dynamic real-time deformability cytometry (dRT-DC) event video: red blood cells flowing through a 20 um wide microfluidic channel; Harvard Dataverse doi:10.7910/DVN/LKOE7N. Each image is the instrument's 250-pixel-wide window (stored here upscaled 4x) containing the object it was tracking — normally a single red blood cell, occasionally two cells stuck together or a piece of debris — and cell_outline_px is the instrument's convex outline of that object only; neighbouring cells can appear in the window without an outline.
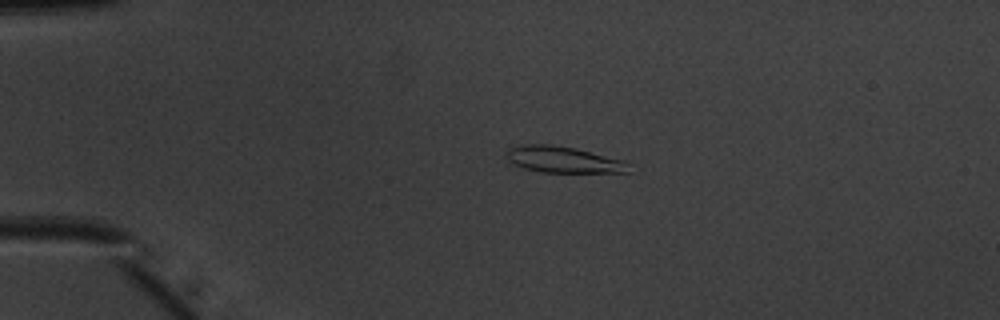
{"species": "common noctule bat (a hibernating species)", "species_latin": "Nyctalus noctula", "temperature_condition": "warm", "stored_images_in_passage": 43, "camera_frame_rate_fps": 3000, "um_per_image_px": 0.085, "animal": {"sex": "male", "body_mass_g": 20.1, "forearm_length_mm": 53.5}, "frame": {"image": 1, "passage_image": 4, "time_ms": 1.0, "image_size_px": [1000, 320], "cell_outline_px": [[632, 172], [544, 172], [524, 168], [508, 160], [508, 148], [520, 144], [552, 144], [576, 148], [624, 160], [628, 164]], "centroid_in_image_um": [47.91, 13.55], "position_along_channel_um": 37.1, "area_um2": 18.67}}
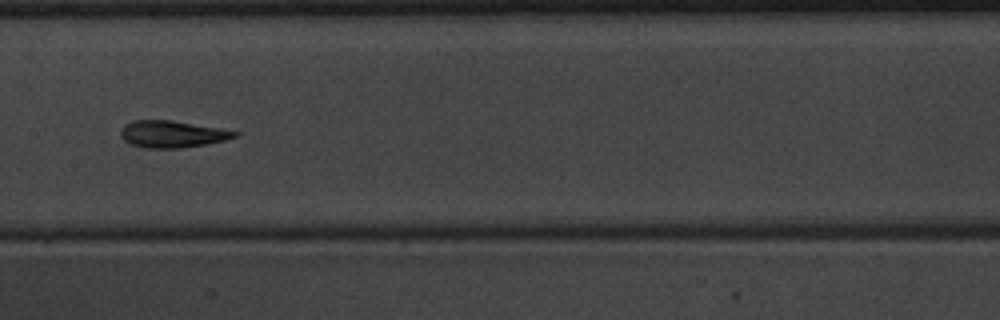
{"frame": {"image": 2, "passage_image": 19, "time_ms": 6.0, "image_size_px": [1000, 320], "cell_outline_px": [[240, 132], [236, 136], [224, 140], [208, 144], [180, 148], [144, 148], [132, 144], [124, 140], [120, 136], [120, 128], [124, 124], [132, 120], [172, 120], [220, 128]], "centroid_in_image_um": [14.6, 11.39], "position_along_channel_um": 192.8, "area_um2": 17.98}}
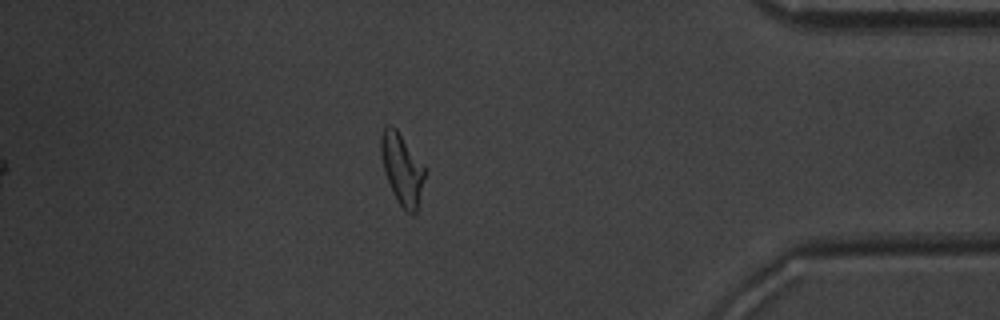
{"frame": {"image": 3, "passage_image": 37, "time_ms": 12.0, "image_size_px": [1000, 320], "cell_outline_px": [[428, 172], [416, 212], [412, 216], [400, 204], [388, 180], [380, 156], [380, 136], [384, 128], [388, 124], [392, 124], [396, 128], [424, 164]], "centroid_in_image_um": [34.21, 14.32], "position_along_channel_um": 401.0, "area_um2": 18.32}, "authors_computed_cell_mechanics": {"area_um2": 18.0336, "velocity_mm_per_s": 4.0076, "shape_relaxation_time_tau1_ms": 4.2941, "shape_relaxation_time_tau2_ms": 2.518, "deformation_change_tau1": 0.1692, "deformation_change_tau2": 0.1022}}